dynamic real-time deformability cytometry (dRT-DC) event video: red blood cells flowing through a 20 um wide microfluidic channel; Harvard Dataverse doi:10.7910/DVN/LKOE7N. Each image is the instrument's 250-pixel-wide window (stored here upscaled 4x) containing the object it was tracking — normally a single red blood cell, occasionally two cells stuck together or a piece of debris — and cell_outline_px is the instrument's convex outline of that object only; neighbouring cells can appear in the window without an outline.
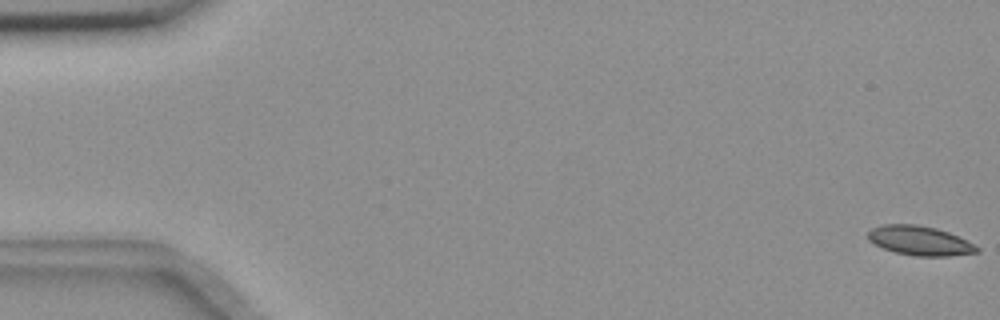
{"species": "common noctule bat (a hibernating species)", "species_latin": "Nyctalus noctula", "temperature_condition": "room temperature", "stored_images_in_passage": 56, "camera_frame_rate_fps": 3000, "um_per_image_px": 0.085, "animal": {"sex": "female", "body_mass_g": 18.4}, "frame": {"image": 1, "passage_image": 1, "time_ms": 0.0, "image_size_px": [1000, 320], "cell_outline_px": [[980, 252], [948, 256], [916, 256], [896, 252], [884, 248], [868, 240], [868, 232], [872, 228], [880, 224], [916, 224], [936, 228], [948, 232], [980, 248]], "centroid_in_image_um": [78.16, 20.45], "position_along_channel_um": 6.8, "area_um2": 18.44}}
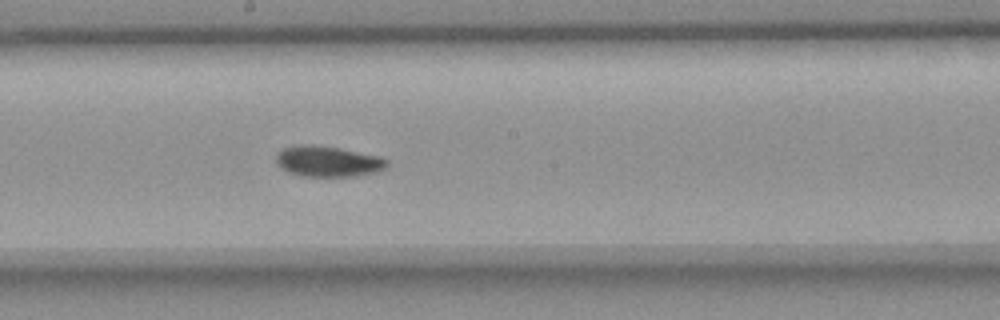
{"frame": {"image": 2, "passage_image": 31, "time_ms": 10.0, "image_size_px": [1000, 320], "cell_outline_px": [[388, 164], [380, 172], [356, 176], [300, 176], [288, 172], [280, 168], [276, 164], [276, 152], [284, 148], [300, 144], [312, 144], [340, 148], [380, 156], [388, 160]], "centroid_in_image_um": [27.86, 13.72], "position_along_channel_um": 220.3, "area_um2": 20.17}}
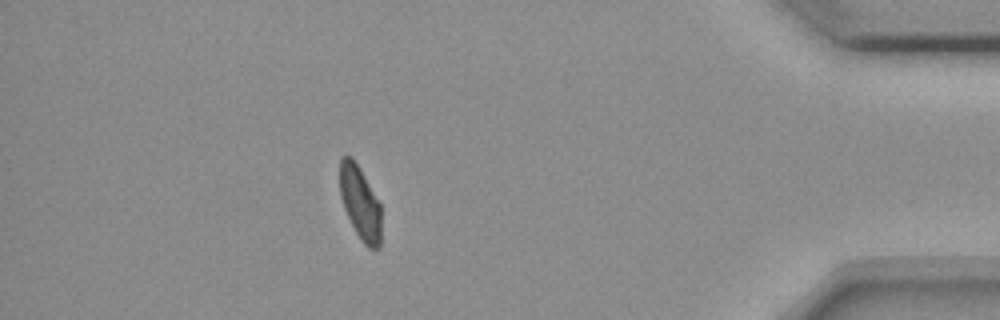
{"frame": {"image": 3, "passage_image": 50, "time_ms": 16.333, "image_size_px": [1000, 320], "cell_outline_px": [[380, 248], [368, 248], [364, 244], [356, 232], [344, 208], [340, 196], [340, 156], [352, 156], [360, 168], [380, 204]], "centroid_in_image_um": [30.6, 17.21], "position_along_channel_um": 404.6, "area_um2": 17.51}, "authors_computed_cell_mechanics": {"area_um2": 19.2763, "velocity_mm_per_s": 3.6504, "shape_relaxation_time_tau1_ms": null, "shape_relaxation_time_tau2_ms": 3.9189, "deformation_change_tau1": null, "deformation_change_tau2": 0.0651}}